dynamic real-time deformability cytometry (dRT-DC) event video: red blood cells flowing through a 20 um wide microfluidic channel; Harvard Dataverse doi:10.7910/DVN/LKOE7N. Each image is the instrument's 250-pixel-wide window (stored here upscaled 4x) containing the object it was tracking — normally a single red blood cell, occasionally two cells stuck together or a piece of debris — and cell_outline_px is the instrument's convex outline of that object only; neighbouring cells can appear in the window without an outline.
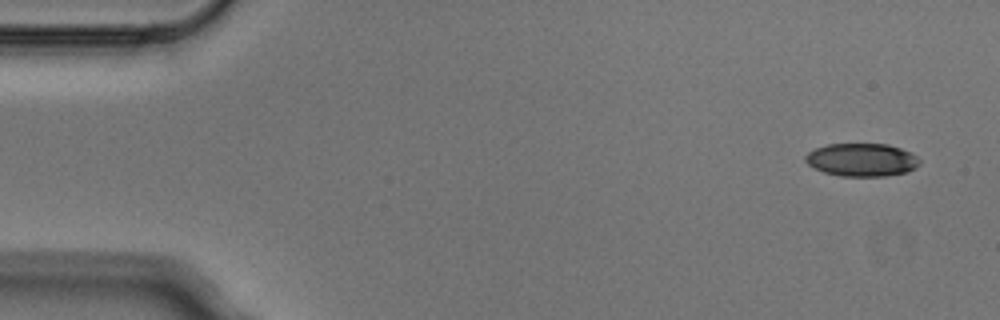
{"species": "Egyptian fruit bat (a non-hibernating species)", "species_latin": "Rousettus aegyptiacus", "temperature_condition": "cold", "stored_images_in_passage": 4, "camera_frame_rate_fps": 3000, "um_per_image_px": 0.085, "animal": {"sex": "male"}, "frame": {"image": 1, "passage_image": 1, "time_ms": 0.0, "image_size_px": [1000, 320], "cell_outline_px": [[920, 164], [916, 168], [908, 172], [884, 176], [840, 176], [824, 172], [808, 164], [804, 160], [804, 156], [808, 152], [816, 148], [828, 144], [888, 144], [900, 148], [916, 156], [920, 160]], "centroid_in_image_um": [73.25, 13.59], "position_along_channel_um": 11.7, "area_um2": 21.96}}